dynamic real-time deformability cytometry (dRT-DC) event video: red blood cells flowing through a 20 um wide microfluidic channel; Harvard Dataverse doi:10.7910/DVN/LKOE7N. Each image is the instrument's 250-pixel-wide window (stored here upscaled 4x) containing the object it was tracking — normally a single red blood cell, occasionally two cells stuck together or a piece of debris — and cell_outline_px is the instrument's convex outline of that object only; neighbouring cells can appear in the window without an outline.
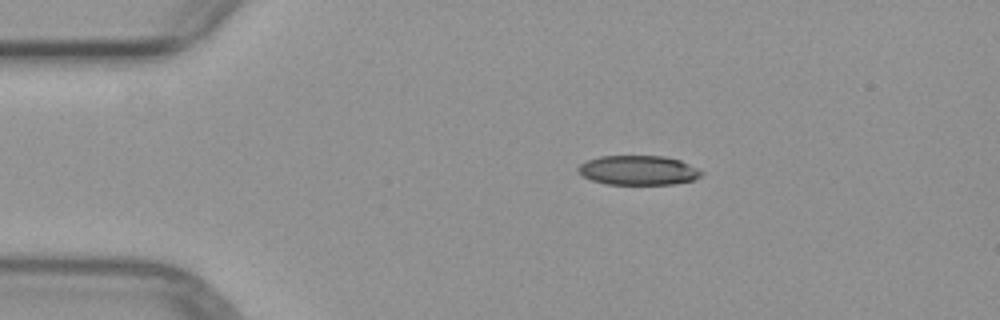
{"species": "common noctule bat (a hibernating species)", "species_latin": "Nyctalus noctula", "temperature_condition": "warm", "stored_images_in_passage": 3, "camera_frame_rate_fps": 3000, "um_per_image_px": 0.085, "animal": {"sex": "female", "body_mass_g": 29.2, "forearm_length_mm": 56.3}, "frame": {"image": 1, "passage_image": 1, "time_ms": 0.0, "image_size_px": [1000, 320], "cell_outline_px": [[704, 172], [700, 176], [692, 180], [672, 184], [608, 184], [592, 180], [584, 176], [576, 168], [580, 164], [588, 160], [600, 156], [664, 156], [680, 160]], "centroid_in_image_um": [54.25, 14.47], "position_along_channel_um": 30.8, "area_um2": 20.92}}
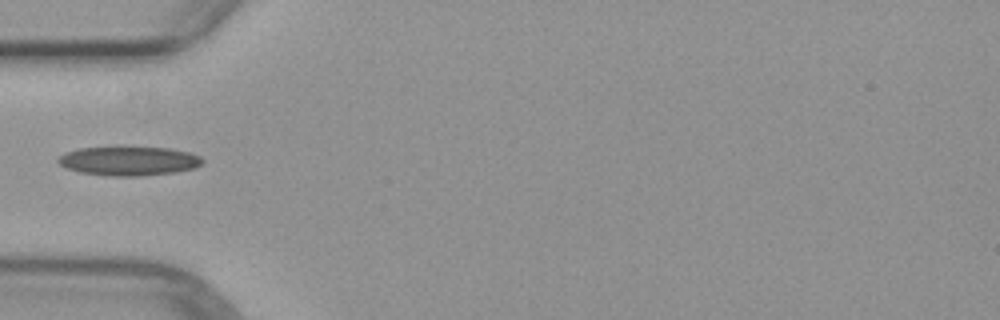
{"frame": {"image": 2, "passage_image": 3, "time_ms": 2.333, "image_size_px": [1000, 320], "cell_outline_px": [[204, 160], [200, 164], [192, 168], [172, 172], [140, 176], [112, 176], [80, 172], [68, 168], [60, 164], [56, 160], [64, 152], [80, 148], [116, 144], [120, 144], [168, 148], [188, 152], [200, 156]], "centroid_in_image_um": [10.89, 13.62], "position_along_channel_um": 74.1, "area_um2": 25.2}}